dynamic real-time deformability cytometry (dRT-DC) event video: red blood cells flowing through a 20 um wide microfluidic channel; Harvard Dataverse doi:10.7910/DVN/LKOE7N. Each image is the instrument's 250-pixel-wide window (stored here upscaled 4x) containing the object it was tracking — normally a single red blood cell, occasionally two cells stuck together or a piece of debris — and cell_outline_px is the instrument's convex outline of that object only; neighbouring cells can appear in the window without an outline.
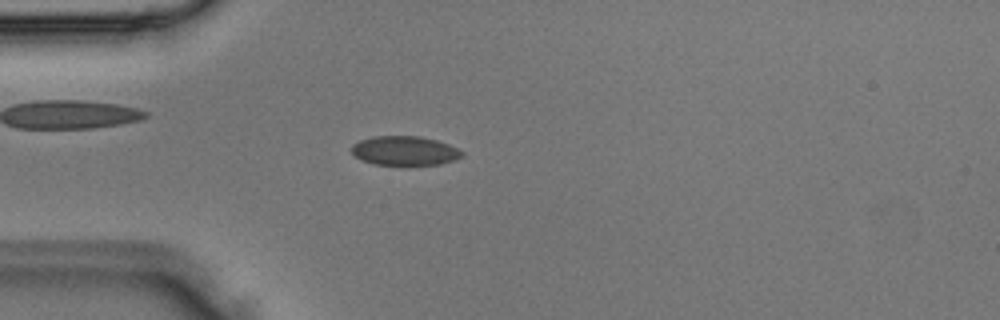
{"species": "Egyptian fruit bat (a non-hibernating species)", "species_latin": "Rousettus aegyptiacus", "temperature_condition": "room temperature", "stored_images_in_passage": 2, "camera_frame_rate_fps": 3000, "um_per_image_px": 0.085, "animal": {"sex": "male"}, "frame": {"image": 1, "passage_image": 2, "time_ms": 0.333, "image_size_px": [1000, 320], "cell_outline_px": [[464, 156], [456, 160], [440, 164], [408, 168], [376, 164], [360, 160], [352, 152], [352, 144], [360, 140], [376, 136], [420, 136], [436, 140], [448, 144], [464, 152]], "centroid_in_image_um": [34.43, 12.86], "position_along_channel_um": 50.6, "area_um2": 19.59}}